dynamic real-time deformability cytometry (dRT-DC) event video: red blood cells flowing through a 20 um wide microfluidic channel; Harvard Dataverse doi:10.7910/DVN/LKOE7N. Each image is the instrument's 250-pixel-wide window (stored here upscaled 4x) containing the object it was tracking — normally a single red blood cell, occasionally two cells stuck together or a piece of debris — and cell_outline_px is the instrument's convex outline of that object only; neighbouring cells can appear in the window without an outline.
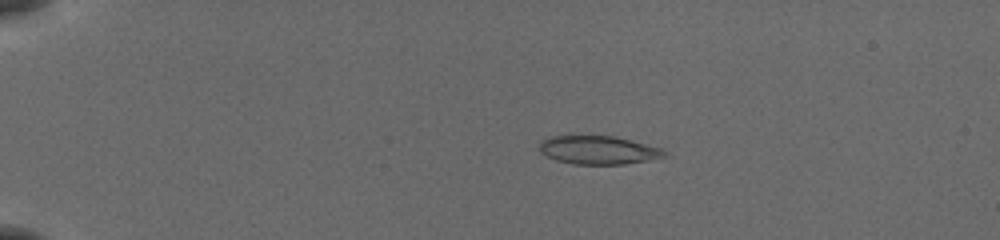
{"species": "common noctule bat (a hibernating species)", "species_latin": "Nyctalus noctula", "temperature_condition": "cold", "stored_images_in_passage": 15, "camera_frame_rate_fps": 3000, "um_per_image_px": 0.085, "animal": {"sex": "female", "body_mass_g": 19.5, "forearm_length_mm": 54.1}, "frame": {"image": 1, "passage_image": 1, "time_ms": 0.0, "image_size_px": [1000, 240], "cell_outline_px": [[668, 156], [624, 164], [572, 164], [556, 160], [540, 152], [540, 140], [548, 136], [612, 136], [632, 140], [660, 148], [668, 152]], "centroid_in_image_um": [50.85, 12.75], "position_along_channel_um": 34.2, "area_um2": 20.63}}
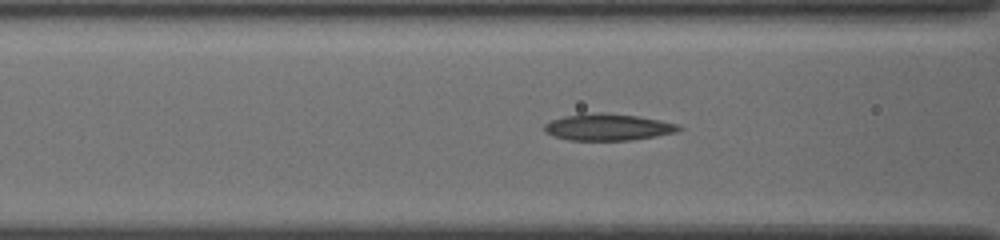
{"frame": {"image": 2, "passage_image": 13, "time_ms": 4.0, "image_size_px": [1000, 240], "cell_outline_px": [[684, 128], [676, 132], [656, 136], [632, 140], [568, 140], [552, 136], [544, 132], [544, 124], [552, 120], [564, 116], [596, 112], [604, 112], [640, 116], [660, 120], [676, 124]], "centroid_in_image_um": [51.66, 10.8], "position_along_channel_um": 114.9, "area_um2": 21.04}}
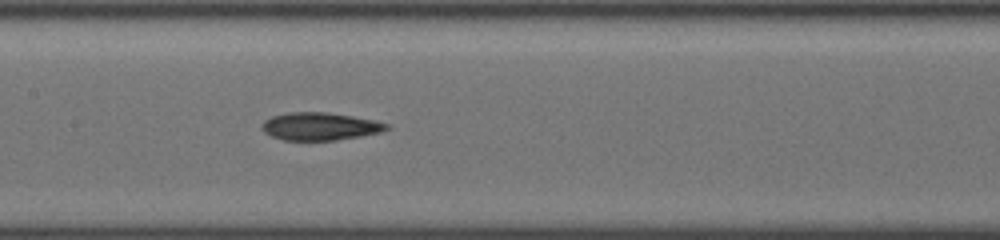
{"frame": {"image": 3, "passage_image": 15, "time_ms": 4.667, "image_size_px": [1000, 240], "cell_outline_px": [[388, 128], [380, 132], [360, 136], [336, 140], [284, 140], [272, 136], [264, 132], [260, 128], [260, 124], [264, 120], [272, 116], [288, 112], [324, 112], [352, 116], [376, 120], [388, 124]], "centroid_in_image_um": [27.15, 10.74], "position_along_channel_um": 180.3, "area_um2": 20.11}}